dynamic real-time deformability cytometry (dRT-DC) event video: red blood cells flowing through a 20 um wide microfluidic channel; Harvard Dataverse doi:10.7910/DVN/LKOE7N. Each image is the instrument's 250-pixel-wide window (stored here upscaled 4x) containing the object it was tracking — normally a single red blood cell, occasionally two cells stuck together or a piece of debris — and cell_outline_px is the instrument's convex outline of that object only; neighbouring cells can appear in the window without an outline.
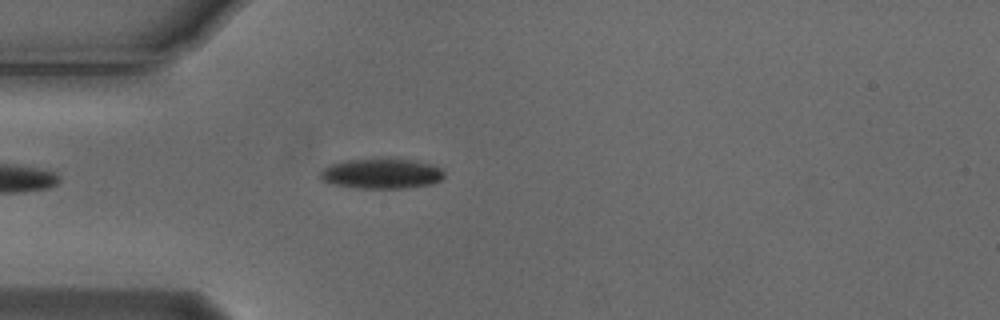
{"species": "Egyptian fruit bat (a non-hibernating species)", "species_latin": "Rousettus aegyptiacus", "temperature_condition": "cold", "stored_images_in_passage": 4, "camera_frame_rate_fps": 3000, "um_per_image_px": 0.085, "animal": {"sex": "male"}, "frame": {"image": 1, "passage_image": 4, "time_ms": 1.0, "image_size_px": [1000, 320], "cell_outline_px": [[444, 176], [440, 180], [432, 184], [404, 188], [360, 188], [336, 184], [324, 180], [320, 176], [320, 172], [328, 164], [344, 160], [380, 156], [392, 156], [432, 164], [440, 168], [444, 172]], "centroid_in_image_um": [32.45, 14.7], "position_along_channel_um": 52.6, "area_um2": 22.43}}